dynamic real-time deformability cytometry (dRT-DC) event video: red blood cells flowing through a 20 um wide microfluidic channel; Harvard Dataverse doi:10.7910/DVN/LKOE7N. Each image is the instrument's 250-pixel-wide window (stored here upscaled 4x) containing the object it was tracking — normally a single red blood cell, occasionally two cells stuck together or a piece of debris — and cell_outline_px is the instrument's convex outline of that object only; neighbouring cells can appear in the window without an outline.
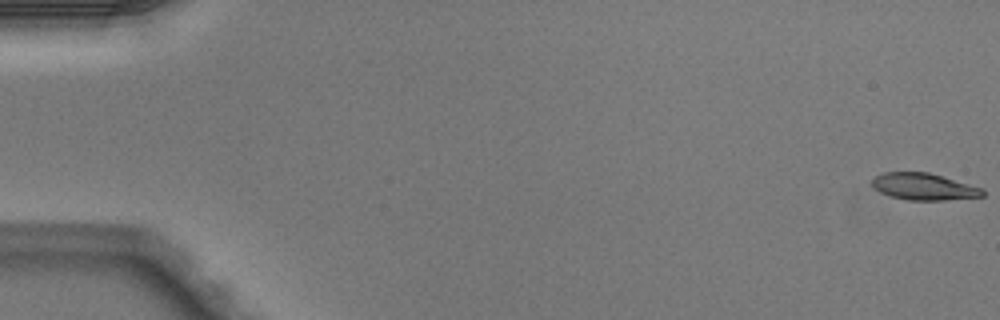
{"species": "Egyptian fruit bat (a non-hibernating species)", "species_latin": "Rousettus aegyptiacus", "temperature_condition": "warm", "stored_images_in_passage": 5, "camera_frame_rate_fps": 3000, "um_per_image_px": 0.085, "animal": {"sex": "male"}, "frame": {"image": 1, "passage_image": 1, "time_ms": 0.0, "image_size_px": [1000, 320], "cell_outline_px": [[984, 196], [944, 200], [908, 200], [892, 196], [880, 192], [872, 184], [872, 176], [884, 172], [928, 172], [984, 188]], "centroid_in_image_um": [78.53, 15.85], "position_along_channel_um": 6.5, "area_um2": 17.22}}
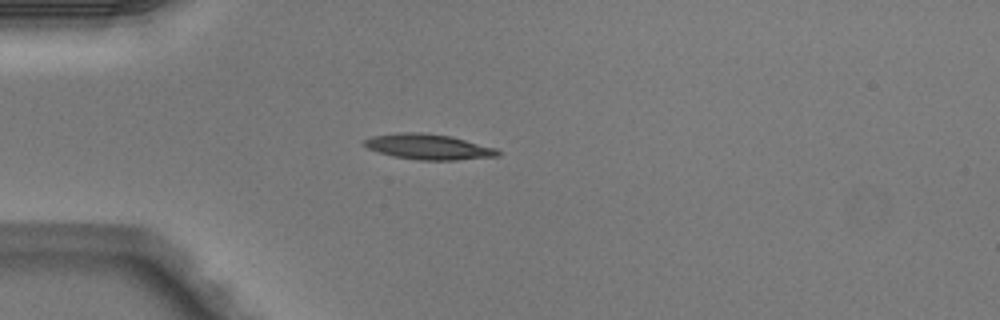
{"frame": {"image": 2, "passage_image": 5, "time_ms": 1.333, "image_size_px": [1000, 320], "cell_outline_px": [[500, 156], [456, 160], [420, 160], [392, 156], [368, 148], [364, 144], [364, 140], [372, 136], [400, 132], [420, 132], [448, 136], [496, 148], [500, 152]], "centroid_in_image_um": [36.42, 12.48], "position_along_channel_um": 48.6, "area_um2": 19.54}}